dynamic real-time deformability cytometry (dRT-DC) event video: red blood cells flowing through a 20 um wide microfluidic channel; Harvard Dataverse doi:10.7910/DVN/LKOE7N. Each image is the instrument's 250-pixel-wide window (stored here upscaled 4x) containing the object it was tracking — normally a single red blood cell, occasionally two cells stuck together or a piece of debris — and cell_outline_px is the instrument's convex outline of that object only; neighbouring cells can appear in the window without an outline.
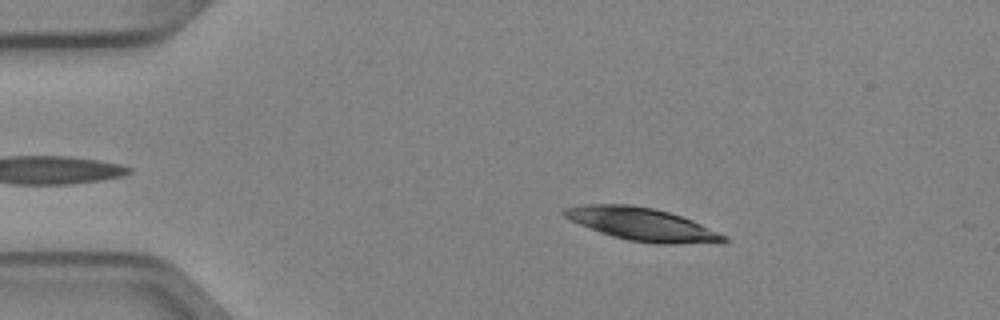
{"species": "Egyptian fruit bat (a non-hibernating species)", "species_latin": "Rousettus aegyptiacus", "temperature_condition": "cold", "stored_images_in_passage": 3, "camera_frame_rate_fps": 3000, "um_per_image_px": 0.085, "animal": {"sex": "female"}, "frame": {"image": 1, "passage_image": 1, "time_ms": 0.0, "image_size_px": [1000, 320], "cell_outline_px": [[728, 240], [724, 244], [720, 244], [628, 240], [580, 224], [564, 216], [560, 212], [564, 208], [584, 204], [628, 204], [652, 208], [668, 212], [692, 220], [728, 236]], "centroid_in_image_um": [54.62, 19.03], "position_along_channel_um": 30.4, "area_um2": 29.54}}
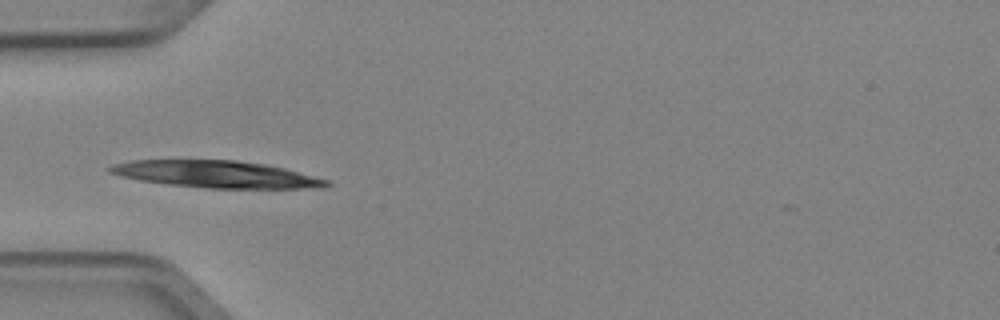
{"frame": {"image": 2, "passage_image": 3, "time_ms": 0.667, "image_size_px": [1000, 320], "cell_outline_px": [[332, 184], [320, 188], [204, 188], [168, 184], [140, 180], [120, 176], [108, 172], [104, 168], [112, 164], [132, 160], [236, 160], [264, 164], [284, 168], [328, 180]], "centroid_in_image_um": [18.33, 14.81], "position_along_channel_um": 66.7, "area_um2": 34.04}}